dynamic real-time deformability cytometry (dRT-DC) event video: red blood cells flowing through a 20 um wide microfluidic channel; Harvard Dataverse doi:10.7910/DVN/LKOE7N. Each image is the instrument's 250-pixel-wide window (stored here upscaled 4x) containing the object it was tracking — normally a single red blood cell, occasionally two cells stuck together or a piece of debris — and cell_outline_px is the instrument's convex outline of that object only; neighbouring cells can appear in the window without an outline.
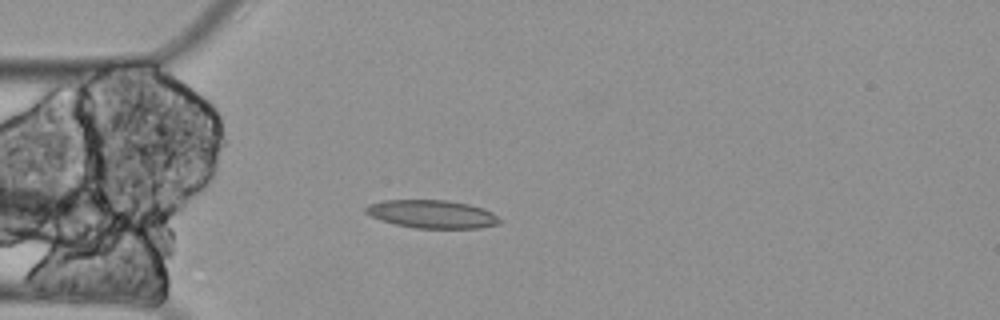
{"species": "Egyptian fruit bat (a non-hibernating species)", "species_latin": "Rousettus aegyptiacus", "temperature_condition": "cold", "stored_images_in_passage": 4, "camera_frame_rate_fps": 3000, "um_per_image_px": 0.085, "animal": {"sex": "female"}, "frame": {"image": 1, "passage_image": 4, "time_ms": 1.0, "image_size_px": [1000, 320], "cell_outline_px": [[500, 224], [480, 228], [416, 228], [396, 224], [380, 220], [364, 212], [364, 208], [368, 204], [384, 200], [444, 200], [468, 204], [492, 212], [500, 220]], "centroid_in_image_um": [36.69, 18.2], "position_along_channel_um": 48.3, "area_um2": 21.79}}